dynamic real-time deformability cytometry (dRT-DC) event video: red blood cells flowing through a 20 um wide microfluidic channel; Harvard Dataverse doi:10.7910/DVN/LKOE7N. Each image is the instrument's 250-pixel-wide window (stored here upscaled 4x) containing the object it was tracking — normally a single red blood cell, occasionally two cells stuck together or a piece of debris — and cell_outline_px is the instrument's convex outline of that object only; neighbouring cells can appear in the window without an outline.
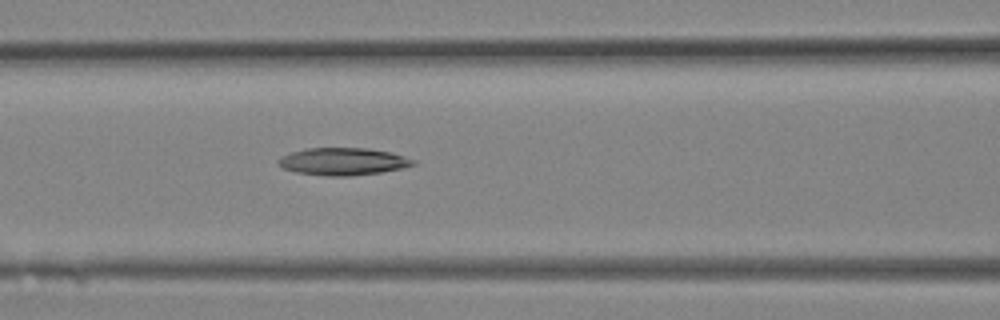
{"species": "Egyptian fruit bat (a non-hibernating species)", "species_latin": "Rousettus aegyptiacus", "temperature_condition": "room temperature", "stored_images_in_passage": 11, "camera_frame_rate_fps": 3000, "um_per_image_px": 0.085, "animal": {"sex": "female"}, "frame": {"image": 1, "passage_image": 11, "time_ms": 3.333, "image_size_px": [1000, 320], "cell_outline_px": [[416, 164], [404, 168], [380, 172], [352, 176], [328, 176], [296, 172], [284, 168], [276, 164], [276, 160], [280, 156], [292, 152], [308, 148], [368, 148], [392, 152], [416, 160]], "centroid_in_image_um": [29.16, 13.72], "position_along_channel_um": 137.4, "area_um2": 21.68}}